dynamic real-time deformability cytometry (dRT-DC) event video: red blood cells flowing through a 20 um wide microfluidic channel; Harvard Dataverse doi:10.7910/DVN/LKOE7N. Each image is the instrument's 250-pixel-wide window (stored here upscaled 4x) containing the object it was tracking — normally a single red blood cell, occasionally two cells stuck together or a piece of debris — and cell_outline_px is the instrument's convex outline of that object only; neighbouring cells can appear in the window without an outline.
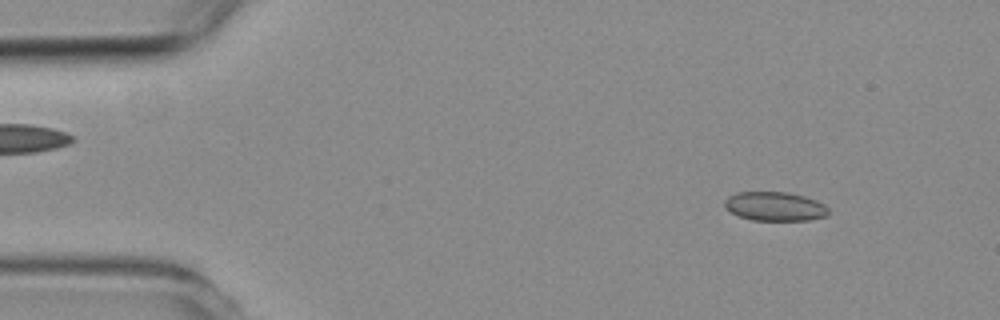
{"species": "common noctule bat (a hibernating species)", "species_latin": "Nyctalus noctula", "temperature_condition": "room temperature", "stored_images_in_passage": 4, "camera_frame_rate_fps": 3000, "um_per_image_px": 0.085, "animal": {"sex": "female", "body_mass_g": 19.3, "forearm_length_mm": 54.1}, "frame": {"image": 1, "passage_image": 1, "time_ms": 0.0, "image_size_px": [1000, 320], "cell_outline_px": [[828, 212], [824, 216], [808, 220], [752, 220], [740, 216], [724, 208], [724, 200], [728, 196], [736, 192], [788, 192], [804, 196], [816, 200], [824, 204], [828, 208]], "centroid_in_image_um": [65.83, 17.53], "position_along_channel_um": 19.2, "area_um2": 17.51}}
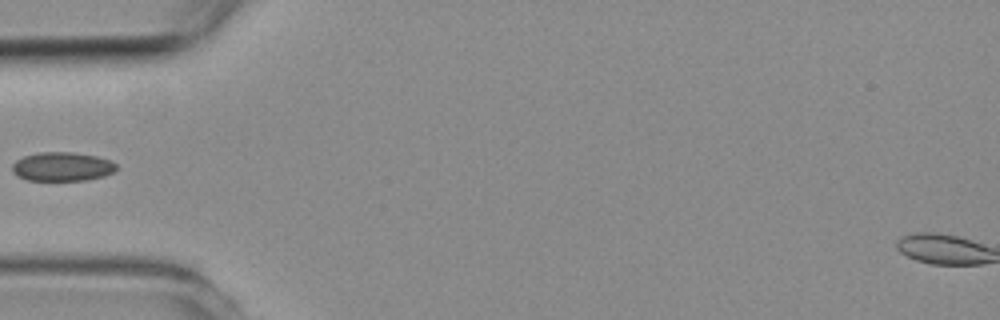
{"frame": {"image": 2, "passage_image": 3, "time_ms": 3.667, "image_size_px": [1000, 320], "cell_outline_px": [[116, 172], [104, 176], [84, 180], [28, 180], [12, 172], [12, 164], [16, 160], [24, 156], [36, 152], [72, 152], [96, 156], [112, 160], [116, 164]], "centroid_in_image_um": [5.31, 14.15], "position_along_channel_um": 79.7, "area_um2": 17.63}}
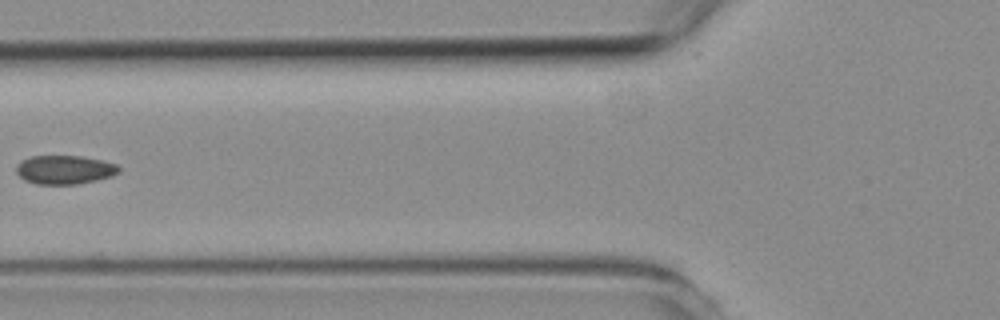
{"frame": {"image": 3, "passage_image": 4, "time_ms": 4.667, "image_size_px": [1000, 320], "cell_outline_px": [[120, 172], [112, 176], [96, 180], [76, 184], [36, 184], [24, 180], [16, 172], [16, 164], [20, 160], [32, 156], [80, 156], [104, 160], [116, 164], [120, 168]], "centroid_in_image_um": [5.48, 14.42], "position_along_channel_um": 120.3, "area_um2": 17.34}}